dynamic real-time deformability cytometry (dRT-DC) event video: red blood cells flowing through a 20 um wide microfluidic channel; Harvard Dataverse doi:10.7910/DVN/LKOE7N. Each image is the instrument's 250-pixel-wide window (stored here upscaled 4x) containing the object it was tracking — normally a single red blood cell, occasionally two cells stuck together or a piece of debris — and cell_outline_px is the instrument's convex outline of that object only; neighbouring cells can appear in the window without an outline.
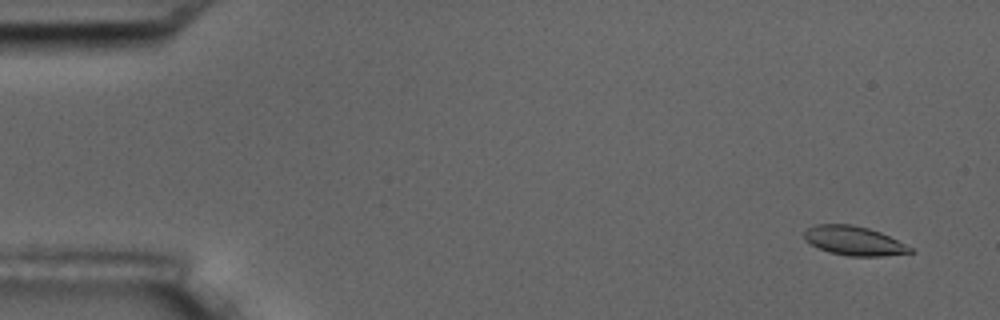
{"species": "common noctule bat (a hibernating species)", "species_latin": "Nyctalus noctula", "temperature_condition": "room temperature", "stored_images_in_passage": 5, "camera_frame_rate_fps": 3000, "um_per_image_px": 0.085, "animal": {"sex": "male", "body_mass_g": 17.5, "forearm_length_mm": 52.3}, "frame": {"image": 1, "passage_image": 2, "time_ms": 1.0, "image_size_px": [1000, 320], "cell_outline_px": [[916, 252], [884, 256], [848, 256], [828, 252], [804, 240], [804, 232], [808, 228], [816, 224], [852, 224], [868, 228], [880, 232], [912, 248]], "centroid_in_image_um": [72.58, 20.47], "position_along_channel_um": 12.4, "area_um2": 17.92}}
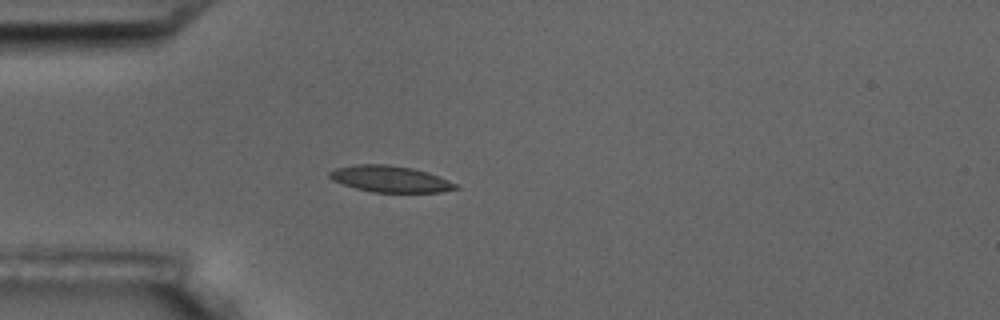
{"frame": {"image": 2, "passage_image": 5, "time_ms": 5.333, "image_size_px": [1000, 320], "cell_outline_px": [[460, 188], [444, 192], [372, 192], [356, 188], [332, 180], [328, 176], [328, 172], [336, 168], [352, 164], [388, 164], [412, 168], [428, 172], [448, 180], [456, 184]], "centroid_in_image_um": [33.16, 15.2], "position_along_channel_um": 51.8, "area_um2": 19.42}}